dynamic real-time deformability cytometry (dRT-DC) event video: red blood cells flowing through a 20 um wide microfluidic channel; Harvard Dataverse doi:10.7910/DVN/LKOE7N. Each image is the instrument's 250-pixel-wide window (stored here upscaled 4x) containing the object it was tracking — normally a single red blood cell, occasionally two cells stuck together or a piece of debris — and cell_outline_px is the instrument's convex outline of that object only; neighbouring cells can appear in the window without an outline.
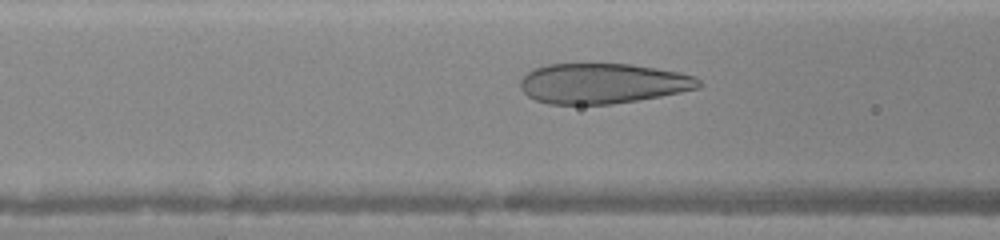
{"species": "human", "species_latin": "Homo sapiens", "temperature_condition": "warm", "stored_images_in_passage": 14, "camera_frame_rate_fps": 3000, "um_per_image_px": 0.085, "donor": {"sex": "female"}, "frame": {"image": 1, "passage_image": 12, "time_ms": 3.667, "image_size_px": [1000, 240], "cell_outline_px": [[704, 84], [700, 88], [660, 96], [612, 104], [548, 104], [536, 100], [528, 96], [520, 88], [520, 80], [528, 72], [536, 68], [548, 64], [632, 64], [680, 72], [696, 76]], "centroid_in_image_um": [51.26, 7.09], "position_along_channel_um": 115.3, "area_um2": 41.91}}